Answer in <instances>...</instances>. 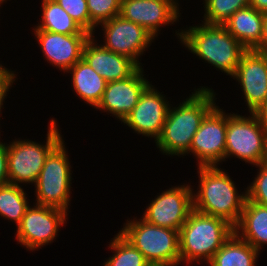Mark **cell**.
I'll return each instance as SVG.
<instances>
[{
    "mask_svg": "<svg viewBox=\"0 0 267 266\" xmlns=\"http://www.w3.org/2000/svg\"><path fill=\"white\" fill-rule=\"evenodd\" d=\"M194 91L178 107L168 109L161 135L155 141L165 155L185 156L202 120L216 106L213 89L202 86Z\"/></svg>",
    "mask_w": 267,
    "mask_h": 266,
    "instance_id": "obj_1",
    "label": "cell"
},
{
    "mask_svg": "<svg viewBox=\"0 0 267 266\" xmlns=\"http://www.w3.org/2000/svg\"><path fill=\"white\" fill-rule=\"evenodd\" d=\"M219 166L198 167L199 185L193 191V209L203 214L219 217L235 227L240 221L247 198L238 193L234 181Z\"/></svg>",
    "mask_w": 267,
    "mask_h": 266,
    "instance_id": "obj_2",
    "label": "cell"
},
{
    "mask_svg": "<svg viewBox=\"0 0 267 266\" xmlns=\"http://www.w3.org/2000/svg\"><path fill=\"white\" fill-rule=\"evenodd\" d=\"M199 25L177 31L180 43L199 59L232 77L247 49L223 25L203 22Z\"/></svg>",
    "mask_w": 267,
    "mask_h": 266,
    "instance_id": "obj_3",
    "label": "cell"
},
{
    "mask_svg": "<svg viewBox=\"0 0 267 266\" xmlns=\"http://www.w3.org/2000/svg\"><path fill=\"white\" fill-rule=\"evenodd\" d=\"M233 232L234 227L226 220L193 209L179 230L181 262L208 264Z\"/></svg>",
    "mask_w": 267,
    "mask_h": 266,
    "instance_id": "obj_4",
    "label": "cell"
},
{
    "mask_svg": "<svg viewBox=\"0 0 267 266\" xmlns=\"http://www.w3.org/2000/svg\"><path fill=\"white\" fill-rule=\"evenodd\" d=\"M124 223L119 233L137 248L151 266L181 264L179 231L155 226L142 219Z\"/></svg>",
    "mask_w": 267,
    "mask_h": 266,
    "instance_id": "obj_5",
    "label": "cell"
},
{
    "mask_svg": "<svg viewBox=\"0 0 267 266\" xmlns=\"http://www.w3.org/2000/svg\"><path fill=\"white\" fill-rule=\"evenodd\" d=\"M55 119L50 120L45 144L27 139L7 144L9 183L34 184L50 152L63 140Z\"/></svg>",
    "mask_w": 267,
    "mask_h": 266,
    "instance_id": "obj_6",
    "label": "cell"
},
{
    "mask_svg": "<svg viewBox=\"0 0 267 266\" xmlns=\"http://www.w3.org/2000/svg\"><path fill=\"white\" fill-rule=\"evenodd\" d=\"M62 140L47 156L45 164L33 186L36 204L68 212L71 197V165Z\"/></svg>",
    "mask_w": 267,
    "mask_h": 266,
    "instance_id": "obj_7",
    "label": "cell"
},
{
    "mask_svg": "<svg viewBox=\"0 0 267 266\" xmlns=\"http://www.w3.org/2000/svg\"><path fill=\"white\" fill-rule=\"evenodd\" d=\"M230 156L253 166L265 163L267 129L254 113L248 117L227 114L225 160Z\"/></svg>",
    "mask_w": 267,
    "mask_h": 266,
    "instance_id": "obj_8",
    "label": "cell"
},
{
    "mask_svg": "<svg viewBox=\"0 0 267 266\" xmlns=\"http://www.w3.org/2000/svg\"><path fill=\"white\" fill-rule=\"evenodd\" d=\"M68 213L64 210L39 204L29 206L17 226L16 240L30 251L52 243L59 228L66 224Z\"/></svg>",
    "mask_w": 267,
    "mask_h": 266,
    "instance_id": "obj_9",
    "label": "cell"
},
{
    "mask_svg": "<svg viewBox=\"0 0 267 266\" xmlns=\"http://www.w3.org/2000/svg\"><path fill=\"white\" fill-rule=\"evenodd\" d=\"M226 131L227 114L216 105L202 120L187 152L197 158L198 167L225 162Z\"/></svg>",
    "mask_w": 267,
    "mask_h": 266,
    "instance_id": "obj_10",
    "label": "cell"
},
{
    "mask_svg": "<svg viewBox=\"0 0 267 266\" xmlns=\"http://www.w3.org/2000/svg\"><path fill=\"white\" fill-rule=\"evenodd\" d=\"M156 196L142 218L155 226L179 231L193 210L191 185L174 186Z\"/></svg>",
    "mask_w": 267,
    "mask_h": 266,
    "instance_id": "obj_11",
    "label": "cell"
},
{
    "mask_svg": "<svg viewBox=\"0 0 267 266\" xmlns=\"http://www.w3.org/2000/svg\"><path fill=\"white\" fill-rule=\"evenodd\" d=\"M99 25L104 31L102 45L116 54L129 57L141 67L139 58L155 38L144 27L120 15Z\"/></svg>",
    "mask_w": 267,
    "mask_h": 266,
    "instance_id": "obj_12",
    "label": "cell"
},
{
    "mask_svg": "<svg viewBox=\"0 0 267 266\" xmlns=\"http://www.w3.org/2000/svg\"><path fill=\"white\" fill-rule=\"evenodd\" d=\"M164 94L149 84L139 97L138 103L123 123L135 133L154 138L156 141L161 135L170 103Z\"/></svg>",
    "mask_w": 267,
    "mask_h": 266,
    "instance_id": "obj_13",
    "label": "cell"
},
{
    "mask_svg": "<svg viewBox=\"0 0 267 266\" xmlns=\"http://www.w3.org/2000/svg\"><path fill=\"white\" fill-rule=\"evenodd\" d=\"M232 77L241 86L249 113H254L267 97V53L246 50Z\"/></svg>",
    "mask_w": 267,
    "mask_h": 266,
    "instance_id": "obj_14",
    "label": "cell"
},
{
    "mask_svg": "<svg viewBox=\"0 0 267 266\" xmlns=\"http://www.w3.org/2000/svg\"><path fill=\"white\" fill-rule=\"evenodd\" d=\"M142 66L131 76L123 80L108 82L103 97L96 107L112 114L121 122L131 113L139 97L150 82L143 75Z\"/></svg>",
    "mask_w": 267,
    "mask_h": 266,
    "instance_id": "obj_15",
    "label": "cell"
},
{
    "mask_svg": "<svg viewBox=\"0 0 267 266\" xmlns=\"http://www.w3.org/2000/svg\"><path fill=\"white\" fill-rule=\"evenodd\" d=\"M34 35L42 49L43 57L52 66L67 72L82 59L84 45L91 34L64 35L45 30H34Z\"/></svg>",
    "mask_w": 267,
    "mask_h": 266,
    "instance_id": "obj_16",
    "label": "cell"
},
{
    "mask_svg": "<svg viewBox=\"0 0 267 266\" xmlns=\"http://www.w3.org/2000/svg\"><path fill=\"white\" fill-rule=\"evenodd\" d=\"M119 15L144 27L156 38L162 25L174 24L181 14L166 1L122 0Z\"/></svg>",
    "mask_w": 267,
    "mask_h": 266,
    "instance_id": "obj_17",
    "label": "cell"
},
{
    "mask_svg": "<svg viewBox=\"0 0 267 266\" xmlns=\"http://www.w3.org/2000/svg\"><path fill=\"white\" fill-rule=\"evenodd\" d=\"M91 35L84 45L83 59L94 69L106 82L123 80L131 76L139 66L124 55L116 54L100 45Z\"/></svg>",
    "mask_w": 267,
    "mask_h": 266,
    "instance_id": "obj_18",
    "label": "cell"
},
{
    "mask_svg": "<svg viewBox=\"0 0 267 266\" xmlns=\"http://www.w3.org/2000/svg\"><path fill=\"white\" fill-rule=\"evenodd\" d=\"M264 18V13L248 6L237 10L223 26L247 50H253L261 44Z\"/></svg>",
    "mask_w": 267,
    "mask_h": 266,
    "instance_id": "obj_19",
    "label": "cell"
},
{
    "mask_svg": "<svg viewBox=\"0 0 267 266\" xmlns=\"http://www.w3.org/2000/svg\"><path fill=\"white\" fill-rule=\"evenodd\" d=\"M234 232L261 252V248L267 245V207L246 198L240 221L234 227Z\"/></svg>",
    "mask_w": 267,
    "mask_h": 266,
    "instance_id": "obj_20",
    "label": "cell"
},
{
    "mask_svg": "<svg viewBox=\"0 0 267 266\" xmlns=\"http://www.w3.org/2000/svg\"><path fill=\"white\" fill-rule=\"evenodd\" d=\"M71 74L72 86L76 95L85 103L97 107L106 88V80L102 78L82 58L76 62L67 73Z\"/></svg>",
    "mask_w": 267,
    "mask_h": 266,
    "instance_id": "obj_21",
    "label": "cell"
},
{
    "mask_svg": "<svg viewBox=\"0 0 267 266\" xmlns=\"http://www.w3.org/2000/svg\"><path fill=\"white\" fill-rule=\"evenodd\" d=\"M260 252L235 232L216 251L208 266H256Z\"/></svg>",
    "mask_w": 267,
    "mask_h": 266,
    "instance_id": "obj_22",
    "label": "cell"
},
{
    "mask_svg": "<svg viewBox=\"0 0 267 266\" xmlns=\"http://www.w3.org/2000/svg\"><path fill=\"white\" fill-rule=\"evenodd\" d=\"M41 7V22H38L32 30H45L64 35L90 34L73 20L56 0H42Z\"/></svg>",
    "mask_w": 267,
    "mask_h": 266,
    "instance_id": "obj_23",
    "label": "cell"
},
{
    "mask_svg": "<svg viewBox=\"0 0 267 266\" xmlns=\"http://www.w3.org/2000/svg\"><path fill=\"white\" fill-rule=\"evenodd\" d=\"M22 185L8 183L0 186V216L18 226L29 207Z\"/></svg>",
    "mask_w": 267,
    "mask_h": 266,
    "instance_id": "obj_24",
    "label": "cell"
},
{
    "mask_svg": "<svg viewBox=\"0 0 267 266\" xmlns=\"http://www.w3.org/2000/svg\"><path fill=\"white\" fill-rule=\"evenodd\" d=\"M109 248L114 254L104 262V266H151L143 254L119 232L111 240Z\"/></svg>",
    "mask_w": 267,
    "mask_h": 266,
    "instance_id": "obj_25",
    "label": "cell"
},
{
    "mask_svg": "<svg viewBox=\"0 0 267 266\" xmlns=\"http://www.w3.org/2000/svg\"><path fill=\"white\" fill-rule=\"evenodd\" d=\"M204 19L206 24L223 25L237 10L249 6V0H204Z\"/></svg>",
    "mask_w": 267,
    "mask_h": 266,
    "instance_id": "obj_26",
    "label": "cell"
},
{
    "mask_svg": "<svg viewBox=\"0 0 267 266\" xmlns=\"http://www.w3.org/2000/svg\"><path fill=\"white\" fill-rule=\"evenodd\" d=\"M122 0H87L90 15V34L94 35L95 28L120 14ZM94 30V31H93Z\"/></svg>",
    "mask_w": 267,
    "mask_h": 266,
    "instance_id": "obj_27",
    "label": "cell"
},
{
    "mask_svg": "<svg viewBox=\"0 0 267 266\" xmlns=\"http://www.w3.org/2000/svg\"><path fill=\"white\" fill-rule=\"evenodd\" d=\"M258 169L257 176L246 188L247 199L267 207V164L255 165Z\"/></svg>",
    "mask_w": 267,
    "mask_h": 266,
    "instance_id": "obj_28",
    "label": "cell"
},
{
    "mask_svg": "<svg viewBox=\"0 0 267 266\" xmlns=\"http://www.w3.org/2000/svg\"><path fill=\"white\" fill-rule=\"evenodd\" d=\"M56 1L73 20H75L85 31L90 33V15L87 9V0Z\"/></svg>",
    "mask_w": 267,
    "mask_h": 266,
    "instance_id": "obj_29",
    "label": "cell"
},
{
    "mask_svg": "<svg viewBox=\"0 0 267 266\" xmlns=\"http://www.w3.org/2000/svg\"><path fill=\"white\" fill-rule=\"evenodd\" d=\"M9 183L7 143L0 142V186Z\"/></svg>",
    "mask_w": 267,
    "mask_h": 266,
    "instance_id": "obj_30",
    "label": "cell"
},
{
    "mask_svg": "<svg viewBox=\"0 0 267 266\" xmlns=\"http://www.w3.org/2000/svg\"><path fill=\"white\" fill-rule=\"evenodd\" d=\"M15 71L7 69L0 63V89H10L16 79Z\"/></svg>",
    "mask_w": 267,
    "mask_h": 266,
    "instance_id": "obj_31",
    "label": "cell"
},
{
    "mask_svg": "<svg viewBox=\"0 0 267 266\" xmlns=\"http://www.w3.org/2000/svg\"><path fill=\"white\" fill-rule=\"evenodd\" d=\"M258 120L264 125L267 129V97L262 105L254 112Z\"/></svg>",
    "mask_w": 267,
    "mask_h": 266,
    "instance_id": "obj_32",
    "label": "cell"
},
{
    "mask_svg": "<svg viewBox=\"0 0 267 266\" xmlns=\"http://www.w3.org/2000/svg\"><path fill=\"white\" fill-rule=\"evenodd\" d=\"M255 50L267 53V14H265L264 18L262 41L261 44Z\"/></svg>",
    "mask_w": 267,
    "mask_h": 266,
    "instance_id": "obj_33",
    "label": "cell"
},
{
    "mask_svg": "<svg viewBox=\"0 0 267 266\" xmlns=\"http://www.w3.org/2000/svg\"><path fill=\"white\" fill-rule=\"evenodd\" d=\"M249 6L259 12L267 14V0H249Z\"/></svg>",
    "mask_w": 267,
    "mask_h": 266,
    "instance_id": "obj_34",
    "label": "cell"
},
{
    "mask_svg": "<svg viewBox=\"0 0 267 266\" xmlns=\"http://www.w3.org/2000/svg\"><path fill=\"white\" fill-rule=\"evenodd\" d=\"M7 92H9V89H0V116H1V108H3V102H5V98L8 95Z\"/></svg>",
    "mask_w": 267,
    "mask_h": 266,
    "instance_id": "obj_35",
    "label": "cell"
},
{
    "mask_svg": "<svg viewBox=\"0 0 267 266\" xmlns=\"http://www.w3.org/2000/svg\"><path fill=\"white\" fill-rule=\"evenodd\" d=\"M161 1H166L168 3H170L178 12L179 11V4L177 2V0H161Z\"/></svg>",
    "mask_w": 267,
    "mask_h": 266,
    "instance_id": "obj_36",
    "label": "cell"
},
{
    "mask_svg": "<svg viewBox=\"0 0 267 266\" xmlns=\"http://www.w3.org/2000/svg\"><path fill=\"white\" fill-rule=\"evenodd\" d=\"M6 2V0H0V4L2 5V3Z\"/></svg>",
    "mask_w": 267,
    "mask_h": 266,
    "instance_id": "obj_37",
    "label": "cell"
}]
</instances>
